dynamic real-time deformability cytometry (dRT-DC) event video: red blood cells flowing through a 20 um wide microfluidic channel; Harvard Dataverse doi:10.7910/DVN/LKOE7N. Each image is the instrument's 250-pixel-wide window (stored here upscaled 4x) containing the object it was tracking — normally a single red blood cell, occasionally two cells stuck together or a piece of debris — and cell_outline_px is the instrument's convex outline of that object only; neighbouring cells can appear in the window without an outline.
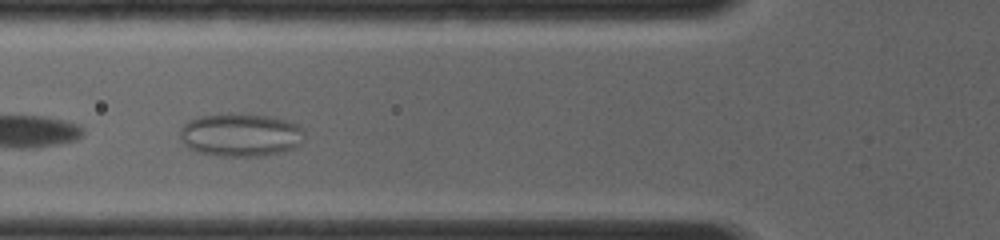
{"species": "common noctule bat (a hibernating species)", "species_latin": "Nyctalus noctula", "temperature_condition": "room temperature", "stored_images_in_passage": 10, "camera_frame_rate_fps": 4000, "um_per_image_px": 0.085, "animal": {"sex": "female", "body_mass_g": 19.0, "forearm_length_mm": 56.7}, "frame": {"image": 1, "passage_image": 2, "time_ms": 0.75, "image_size_px": [1000, 240], "cell_outline_px": [[304, 132], [292, 148], [280, 152], [260, 156], [224, 156], [204, 152], [192, 148], [180, 136], [184, 124], [188, 120], [200, 116], [228, 112], [232, 112], [272, 116], [296, 124], [304, 128]], "centroid_in_image_um": [20.45, 11.42], "position_along_channel_um": 105.3, "area_um2": 30.69}}